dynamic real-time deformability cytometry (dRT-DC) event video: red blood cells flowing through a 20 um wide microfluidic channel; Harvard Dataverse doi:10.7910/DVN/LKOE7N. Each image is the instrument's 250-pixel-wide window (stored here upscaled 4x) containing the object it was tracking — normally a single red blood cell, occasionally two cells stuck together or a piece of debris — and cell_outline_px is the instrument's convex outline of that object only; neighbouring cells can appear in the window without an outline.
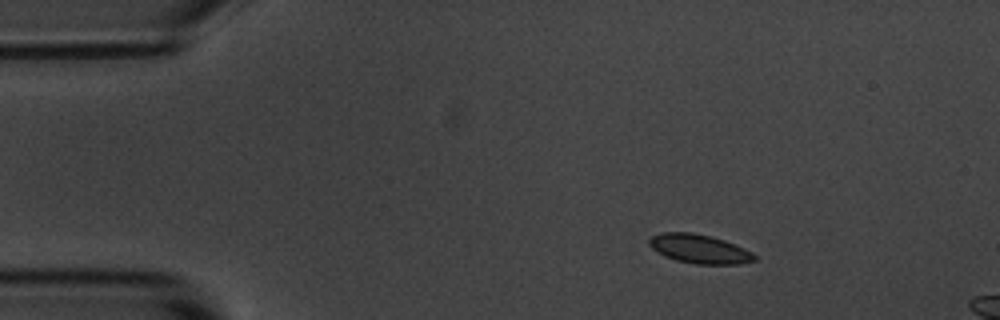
{"species": "common noctule bat (a hibernating species)", "species_latin": "Nyctalus noctula", "temperature_condition": "room temperature", "stored_images_in_passage": 6, "camera_frame_rate_fps": 3000, "um_per_image_px": 0.085, "animal": {"sex": "male", "body_mass_g": 20.1, "forearm_length_mm": 53.5}, "frame": {"image": 1, "passage_image": 1, "time_ms": 0.0, "image_size_px": [1000, 320], "cell_outline_px": [[756, 260], [740, 264], [696, 264], [676, 260], [664, 256], [656, 252], [648, 244], [648, 240], [652, 236], [660, 232], [692, 232], [712, 236], [724, 240], [744, 248], [752, 252], [756, 256]], "centroid_in_image_um": [59.43, 21.15], "position_along_channel_um": 25.6, "area_um2": 17.92}}